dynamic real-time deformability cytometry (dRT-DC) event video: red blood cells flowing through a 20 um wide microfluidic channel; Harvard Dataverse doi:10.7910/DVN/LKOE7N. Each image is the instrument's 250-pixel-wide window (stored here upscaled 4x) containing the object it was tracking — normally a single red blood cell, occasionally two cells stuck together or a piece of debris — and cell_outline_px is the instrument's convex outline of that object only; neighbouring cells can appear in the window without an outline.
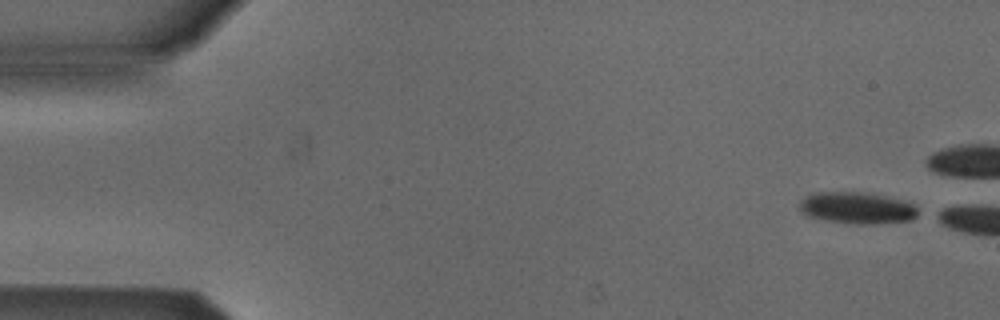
{"species": "Egyptian fruit bat (a non-hibernating species)", "species_latin": "Rousettus aegyptiacus", "temperature_condition": "cold", "stored_images_in_passage": 13, "camera_frame_rate_fps": 3000, "um_per_image_px": 0.085, "animal": {"sex": "male"}, "frame": {"image": 1, "passage_image": 1, "time_ms": 0.0, "image_size_px": [1000, 320], "cell_outline_px": [[920, 216], [912, 220], [872, 224], [856, 224], [824, 220], [808, 216], [800, 208], [800, 200], [808, 196], [820, 192], [864, 192], [884, 196], [900, 200], [912, 204], [916, 208]], "centroid_in_image_um": [72.88, 17.68], "position_along_channel_um": 12.1, "area_um2": 21.62}}